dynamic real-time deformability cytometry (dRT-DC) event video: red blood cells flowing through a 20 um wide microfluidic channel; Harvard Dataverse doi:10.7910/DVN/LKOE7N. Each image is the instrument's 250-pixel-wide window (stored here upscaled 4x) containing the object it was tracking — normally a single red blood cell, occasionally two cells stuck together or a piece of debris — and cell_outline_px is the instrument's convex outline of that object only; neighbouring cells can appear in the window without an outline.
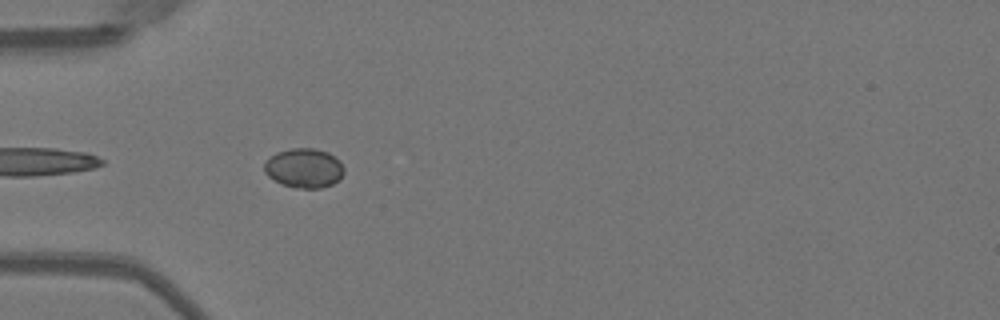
{"species": "Egyptian fruit bat (a non-hibernating species)", "species_latin": "Rousettus aegyptiacus", "temperature_condition": "warm", "stored_images_in_passage": 20, "camera_frame_rate_fps": 3000, "um_per_image_px": 0.085, "animal": {"sex": "female"}, "frame": {"image": 1, "passage_image": 3, "time_ms": 0.667, "image_size_px": [1000, 320], "cell_outline_px": [[344, 172], [340, 180], [332, 184], [320, 188], [300, 188], [280, 184], [268, 176], [264, 172], [264, 164], [276, 152], [292, 148], [316, 148], [328, 152], [340, 160], [344, 168]], "centroid_in_image_um": [25.87, 14.28], "position_along_channel_um": 59.1, "area_um2": 18.44}}
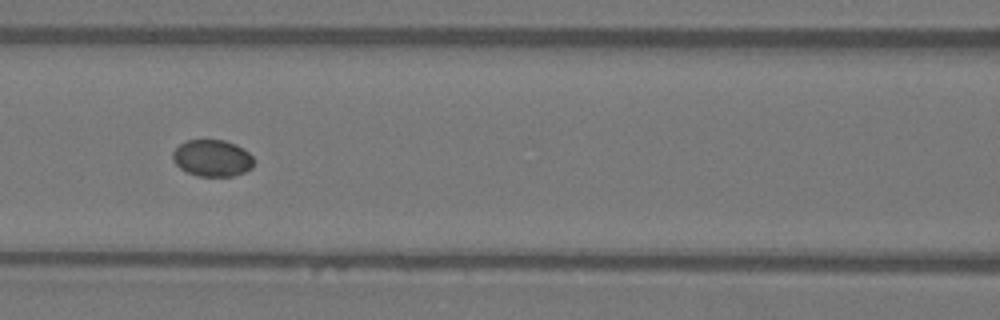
{"frame": {"image": 2, "passage_image": 10, "time_ms": 3.0, "image_size_px": [1000, 320], "cell_outline_px": [[252, 168], [244, 172], [232, 176], [200, 176], [188, 172], [180, 168], [172, 160], [172, 152], [180, 144], [188, 140], [224, 140], [236, 144], [244, 148], [252, 156]], "centroid_in_image_um": [18.03, 13.43], "position_along_channel_um": 148.6, "area_um2": 17.28}}
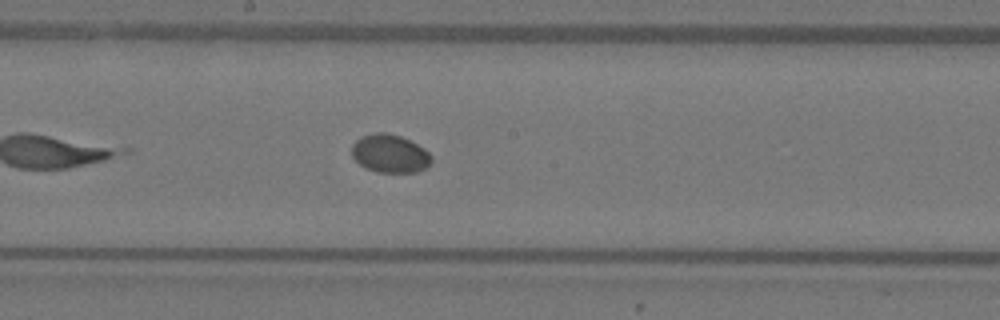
{"frame": {"image": 3, "passage_image": 15, "time_ms": 4.667, "image_size_px": [1000, 320], "cell_outline_px": [[432, 160], [424, 168], [416, 172], [376, 172], [360, 164], [352, 156], [352, 144], [360, 136], [372, 132], [384, 132], [400, 136], [424, 148], [432, 156]], "centroid_in_image_um": [33.12, 13.04], "position_along_channel_um": 215.1, "area_um2": 17.63}}